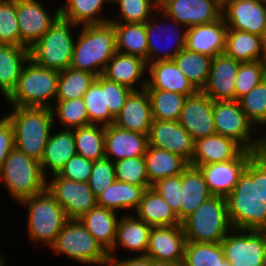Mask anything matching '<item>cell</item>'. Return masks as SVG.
Masks as SVG:
<instances>
[{
	"label": "cell",
	"instance_id": "6da1fadb",
	"mask_svg": "<svg viewBox=\"0 0 266 266\" xmlns=\"http://www.w3.org/2000/svg\"><path fill=\"white\" fill-rule=\"evenodd\" d=\"M226 201L233 229L266 231V202L260 192V154L249 161Z\"/></svg>",
	"mask_w": 266,
	"mask_h": 266
},
{
	"label": "cell",
	"instance_id": "7a4b0ae2",
	"mask_svg": "<svg viewBox=\"0 0 266 266\" xmlns=\"http://www.w3.org/2000/svg\"><path fill=\"white\" fill-rule=\"evenodd\" d=\"M72 53L70 68L102 75L107 63L117 52L112 23L81 25Z\"/></svg>",
	"mask_w": 266,
	"mask_h": 266
},
{
	"label": "cell",
	"instance_id": "3957f363",
	"mask_svg": "<svg viewBox=\"0 0 266 266\" xmlns=\"http://www.w3.org/2000/svg\"><path fill=\"white\" fill-rule=\"evenodd\" d=\"M5 116L14 131L15 148L40 161L49 135L54 128V118L48 107H12Z\"/></svg>",
	"mask_w": 266,
	"mask_h": 266
},
{
	"label": "cell",
	"instance_id": "277c9868",
	"mask_svg": "<svg viewBox=\"0 0 266 266\" xmlns=\"http://www.w3.org/2000/svg\"><path fill=\"white\" fill-rule=\"evenodd\" d=\"M59 73V71L41 67L29 59L15 89L5 101L16 107L51 108L56 101Z\"/></svg>",
	"mask_w": 266,
	"mask_h": 266
},
{
	"label": "cell",
	"instance_id": "5b68a950",
	"mask_svg": "<svg viewBox=\"0 0 266 266\" xmlns=\"http://www.w3.org/2000/svg\"><path fill=\"white\" fill-rule=\"evenodd\" d=\"M27 208V238L36 245L51 247L68 220L62 206L45 189L19 202ZM29 236V237H28Z\"/></svg>",
	"mask_w": 266,
	"mask_h": 266
},
{
	"label": "cell",
	"instance_id": "8992f818",
	"mask_svg": "<svg viewBox=\"0 0 266 266\" xmlns=\"http://www.w3.org/2000/svg\"><path fill=\"white\" fill-rule=\"evenodd\" d=\"M77 27L80 28L59 16L50 29L29 48L30 59L41 67L59 72L70 67L75 43L73 33Z\"/></svg>",
	"mask_w": 266,
	"mask_h": 266
},
{
	"label": "cell",
	"instance_id": "52a82bcc",
	"mask_svg": "<svg viewBox=\"0 0 266 266\" xmlns=\"http://www.w3.org/2000/svg\"><path fill=\"white\" fill-rule=\"evenodd\" d=\"M0 180L12 200L19 203L44 191L47 179L40 161L14 148L0 168Z\"/></svg>",
	"mask_w": 266,
	"mask_h": 266
},
{
	"label": "cell",
	"instance_id": "ba28073f",
	"mask_svg": "<svg viewBox=\"0 0 266 266\" xmlns=\"http://www.w3.org/2000/svg\"><path fill=\"white\" fill-rule=\"evenodd\" d=\"M186 241L220 243L233 229L224 197L212 196L183 222Z\"/></svg>",
	"mask_w": 266,
	"mask_h": 266
},
{
	"label": "cell",
	"instance_id": "9c48e42d",
	"mask_svg": "<svg viewBox=\"0 0 266 266\" xmlns=\"http://www.w3.org/2000/svg\"><path fill=\"white\" fill-rule=\"evenodd\" d=\"M48 249L83 265L108 266L109 262L108 253L79 219H68Z\"/></svg>",
	"mask_w": 266,
	"mask_h": 266
},
{
	"label": "cell",
	"instance_id": "30bf717a",
	"mask_svg": "<svg viewBox=\"0 0 266 266\" xmlns=\"http://www.w3.org/2000/svg\"><path fill=\"white\" fill-rule=\"evenodd\" d=\"M213 117L216 134L234 140L244 150L258 153L260 135L254 136L258 130L248 120L237 100L213 101Z\"/></svg>",
	"mask_w": 266,
	"mask_h": 266
},
{
	"label": "cell",
	"instance_id": "8fae6325",
	"mask_svg": "<svg viewBox=\"0 0 266 266\" xmlns=\"http://www.w3.org/2000/svg\"><path fill=\"white\" fill-rule=\"evenodd\" d=\"M157 17L163 20L161 21L162 23L160 22L157 24ZM169 23L172 25L171 27H169ZM145 27L148 39L147 64L156 61L173 60V58L185 48L188 28L167 16L159 8L154 12L153 16L146 21ZM181 28L184 29L182 30ZM160 40L162 42L167 41L169 46L165 44L166 49L161 47L160 45L163 43L160 44Z\"/></svg>",
	"mask_w": 266,
	"mask_h": 266
},
{
	"label": "cell",
	"instance_id": "7c38bea8",
	"mask_svg": "<svg viewBox=\"0 0 266 266\" xmlns=\"http://www.w3.org/2000/svg\"><path fill=\"white\" fill-rule=\"evenodd\" d=\"M220 244L232 266H262L266 260V231L232 229Z\"/></svg>",
	"mask_w": 266,
	"mask_h": 266
},
{
	"label": "cell",
	"instance_id": "4fadbf2b",
	"mask_svg": "<svg viewBox=\"0 0 266 266\" xmlns=\"http://www.w3.org/2000/svg\"><path fill=\"white\" fill-rule=\"evenodd\" d=\"M50 176L52 178L46 180V189L62 206L68 219H79L97 206V197L88 182L72 181L58 174Z\"/></svg>",
	"mask_w": 266,
	"mask_h": 266
},
{
	"label": "cell",
	"instance_id": "5bb4252c",
	"mask_svg": "<svg viewBox=\"0 0 266 266\" xmlns=\"http://www.w3.org/2000/svg\"><path fill=\"white\" fill-rule=\"evenodd\" d=\"M41 1L16 0L17 21L21 35V47L33 46L60 16V7L48 12Z\"/></svg>",
	"mask_w": 266,
	"mask_h": 266
},
{
	"label": "cell",
	"instance_id": "9a60e30c",
	"mask_svg": "<svg viewBox=\"0 0 266 266\" xmlns=\"http://www.w3.org/2000/svg\"><path fill=\"white\" fill-rule=\"evenodd\" d=\"M256 154L257 152L243 150L231 161L199 166L212 195L226 198L236 186L249 161Z\"/></svg>",
	"mask_w": 266,
	"mask_h": 266
},
{
	"label": "cell",
	"instance_id": "2e32d148",
	"mask_svg": "<svg viewBox=\"0 0 266 266\" xmlns=\"http://www.w3.org/2000/svg\"><path fill=\"white\" fill-rule=\"evenodd\" d=\"M148 145L172 152L191 163L194 140L178 121L153 119L148 134Z\"/></svg>",
	"mask_w": 266,
	"mask_h": 266
},
{
	"label": "cell",
	"instance_id": "e0dca14e",
	"mask_svg": "<svg viewBox=\"0 0 266 266\" xmlns=\"http://www.w3.org/2000/svg\"><path fill=\"white\" fill-rule=\"evenodd\" d=\"M186 237L181 225L152 227L146 257L155 262L182 265Z\"/></svg>",
	"mask_w": 266,
	"mask_h": 266
},
{
	"label": "cell",
	"instance_id": "ac0fdd59",
	"mask_svg": "<svg viewBox=\"0 0 266 266\" xmlns=\"http://www.w3.org/2000/svg\"><path fill=\"white\" fill-rule=\"evenodd\" d=\"M178 122L194 141L216 134L213 100L201 91L187 97Z\"/></svg>",
	"mask_w": 266,
	"mask_h": 266
},
{
	"label": "cell",
	"instance_id": "d6986e66",
	"mask_svg": "<svg viewBox=\"0 0 266 266\" xmlns=\"http://www.w3.org/2000/svg\"><path fill=\"white\" fill-rule=\"evenodd\" d=\"M158 8L187 28L214 22L222 16L214 0H159Z\"/></svg>",
	"mask_w": 266,
	"mask_h": 266
},
{
	"label": "cell",
	"instance_id": "ffe728a7",
	"mask_svg": "<svg viewBox=\"0 0 266 266\" xmlns=\"http://www.w3.org/2000/svg\"><path fill=\"white\" fill-rule=\"evenodd\" d=\"M240 63L224 53L216 55L212 59L208 80L201 92L213 101L236 100V76Z\"/></svg>",
	"mask_w": 266,
	"mask_h": 266
},
{
	"label": "cell",
	"instance_id": "44dd1931",
	"mask_svg": "<svg viewBox=\"0 0 266 266\" xmlns=\"http://www.w3.org/2000/svg\"><path fill=\"white\" fill-rule=\"evenodd\" d=\"M228 29L246 31L264 37L266 3L259 0H234L222 11Z\"/></svg>",
	"mask_w": 266,
	"mask_h": 266
},
{
	"label": "cell",
	"instance_id": "7402d4cb",
	"mask_svg": "<svg viewBox=\"0 0 266 266\" xmlns=\"http://www.w3.org/2000/svg\"><path fill=\"white\" fill-rule=\"evenodd\" d=\"M147 147L148 135L125 130L115 124L105 126V157L112 162L144 156Z\"/></svg>",
	"mask_w": 266,
	"mask_h": 266
},
{
	"label": "cell",
	"instance_id": "603a6c76",
	"mask_svg": "<svg viewBox=\"0 0 266 266\" xmlns=\"http://www.w3.org/2000/svg\"><path fill=\"white\" fill-rule=\"evenodd\" d=\"M145 74L148 75L145 60L117 51L107 63L102 76L110 81L125 85L132 90H139L137 88L138 83V87L142 90L147 86Z\"/></svg>",
	"mask_w": 266,
	"mask_h": 266
},
{
	"label": "cell",
	"instance_id": "cb8c5ba5",
	"mask_svg": "<svg viewBox=\"0 0 266 266\" xmlns=\"http://www.w3.org/2000/svg\"><path fill=\"white\" fill-rule=\"evenodd\" d=\"M152 122L151 102L146 89L133 90L114 120L119 128L146 135Z\"/></svg>",
	"mask_w": 266,
	"mask_h": 266
},
{
	"label": "cell",
	"instance_id": "d4e9b609",
	"mask_svg": "<svg viewBox=\"0 0 266 266\" xmlns=\"http://www.w3.org/2000/svg\"><path fill=\"white\" fill-rule=\"evenodd\" d=\"M227 30L222 16L214 22L189 27L185 48L214 58L224 53Z\"/></svg>",
	"mask_w": 266,
	"mask_h": 266
},
{
	"label": "cell",
	"instance_id": "484cf974",
	"mask_svg": "<svg viewBox=\"0 0 266 266\" xmlns=\"http://www.w3.org/2000/svg\"><path fill=\"white\" fill-rule=\"evenodd\" d=\"M119 218L116 231V239L112 249L108 252L109 258H115V251L121 247L135 252L136 256H146L149 233L151 226L138 219L134 214H125L123 212ZM140 253V254H139Z\"/></svg>",
	"mask_w": 266,
	"mask_h": 266
},
{
	"label": "cell",
	"instance_id": "4316f807",
	"mask_svg": "<svg viewBox=\"0 0 266 266\" xmlns=\"http://www.w3.org/2000/svg\"><path fill=\"white\" fill-rule=\"evenodd\" d=\"M147 86L145 89H158L192 96L198 90L180 71L173 60L156 61L147 64Z\"/></svg>",
	"mask_w": 266,
	"mask_h": 266
},
{
	"label": "cell",
	"instance_id": "83f0119b",
	"mask_svg": "<svg viewBox=\"0 0 266 266\" xmlns=\"http://www.w3.org/2000/svg\"><path fill=\"white\" fill-rule=\"evenodd\" d=\"M244 149L234 140L214 134L194 141V152L189 165L199 166L231 161Z\"/></svg>",
	"mask_w": 266,
	"mask_h": 266
},
{
	"label": "cell",
	"instance_id": "f1b7e54d",
	"mask_svg": "<svg viewBox=\"0 0 266 266\" xmlns=\"http://www.w3.org/2000/svg\"><path fill=\"white\" fill-rule=\"evenodd\" d=\"M57 125L52 129L42 158L40 160L41 170L46 179L47 174H58L65 163L77 154L73 130L61 129L53 133ZM48 172V173H47Z\"/></svg>",
	"mask_w": 266,
	"mask_h": 266
},
{
	"label": "cell",
	"instance_id": "f546056e",
	"mask_svg": "<svg viewBox=\"0 0 266 266\" xmlns=\"http://www.w3.org/2000/svg\"><path fill=\"white\" fill-rule=\"evenodd\" d=\"M212 196L199 168L189 165L181 174L180 222Z\"/></svg>",
	"mask_w": 266,
	"mask_h": 266
},
{
	"label": "cell",
	"instance_id": "4dcf8cb0",
	"mask_svg": "<svg viewBox=\"0 0 266 266\" xmlns=\"http://www.w3.org/2000/svg\"><path fill=\"white\" fill-rule=\"evenodd\" d=\"M224 54L241 63L266 60L264 37L246 31L228 29Z\"/></svg>",
	"mask_w": 266,
	"mask_h": 266
},
{
	"label": "cell",
	"instance_id": "1f68e13d",
	"mask_svg": "<svg viewBox=\"0 0 266 266\" xmlns=\"http://www.w3.org/2000/svg\"><path fill=\"white\" fill-rule=\"evenodd\" d=\"M29 59V48L0 44V92L5 97L4 99L15 89Z\"/></svg>",
	"mask_w": 266,
	"mask_h": 266
},
{
	"label": "cell",
	"instance_id": "d6a6232c",
	"mask_svg": "<svg viewBox=\"0 0 266 266\" xmlns=\"http://www.w3.org/2000/svg\"><path fill=\"white\" fill-rule=\"evenodd\" d=\"M117 213L96 206L79 218L80 222L107 253L112 249L116 239L117 224L120 218Z\"/></svg>",
	"mask_w": 266,
	"mask_h": 266
},
{
	"label": "cell",
	"instance_id": "836d02e7",
	"mask_svg": "<svg viewBox=\"0 0 266 266\" xmlns=\"http://www.w3.org/2000/svg\"><path fill=\"white\" fill-rule=\"evenodd\" d=\"M135 212V213H134ZM133 213L151 227H167L181 225L179 218L168 203L151 187L145 190L140 204Z\"/></svg>",
	"mask_w": 266,
	"mask_h": 266
},
{
	"label": "cell",
	"instance_id": "e575fe53",
	"mask_svg": "<svg viewBox=\"0 0 266 266\" xmlns=\"http://www.w3.org/2000/svg\"><path fill=\"white\" fill-rule=\"evenodd\" d=\"M144 159L151 185L160 179L180 175L189 166V163L181 156L149 145Z\"/></svg>",
	"mask_w": 266,
	"mask_h": 266
},
{
	"label": "cell",
	"instance_id": "d590c367",
	"mask_svg": "<svg viewBox=\"0 0 266 266\" xmlns=\"http://www.w3.org/2000/svg\"><path fill=\"white\" fill-rule=\"evenodd\" d=\"M115 180L105 191L97 196V206L104 207L115 212L133 209L137 210L146 189Z\"/></svg>",
	"mask_w": 266,
	"mask_h": 266
},
{
	"label": "cell",
	"instance_id": "8d00e7d4",
	"mask_svg": "<svg viewBox=\"0 0 266 266\" xmlns=\"http://www.w3.org/2000/svg\"><path fill=\"white\" fill-rule=\"evenodd\" d=\"M107 3L112 0H65L60 7V16L79 26L105 24L109 22V16L101 14Z\"/></svg>",
	"mask_w": 266,
	"mask_h": 266
},
{
	"label": "cell",
	"instance_id": "74e56055",
	"mask_svg": "<svg viewBox=\"0 0 266 266\" xmlns=\"http://www.w3.org/2000/svg\"><path fill=\"white\" fill-rule=\"evenodd\" d=\"M110 23L114 26L117 51L140 57L147 64L148 39L145 23Z\"/></svg>",
	"mask_w": 266,
	"mask_h": 266
},
{
	"label": "cell",
	"instance_id": "f35d334b",
	"mask_svg": "<svg viewBox=\"0 0 266 266\" xmlns=\"http://www.w3.org/2000/svg\"><path fill=\"white\" fill-rule=\"evenodd\" d=\"M212 59L208 55L184 48L173 58V61L192 85L201 91L207 83Z\"/></svg>",
	"mask_w": 266,
	"mask_h": 266
},
{
	"label": "cell",
	"instance_id": "ab89813d",
	"mask_svg": "<svg viewBox=\"0 0 266 266\" xmlns=\"http://www.w3.org/2000/svg\"><path fill=\"white\" fill-rule=\"evenodd\" d=\"M72 130L78 155L92 161L105 157V126L89 124Z\"/></svg>",
	"mask_w": 266,
	"mask_h": 266
},
{
	"label": "cell",
	"instance_id": "60d3db41",
	"mask_svg": "<svg viewBox=\"0 0 266 266\" xmlns=\"http://www.w3.org/2000/svg\"><path fill=\"white\" fill-rule=\"evenodd\" d=\"M86 110L89 116V124L107 126L114 124L115 118L106 107V78L99 75L89 86L84 97Z\"/></svg>",
	"mask_w": 266,
	"mask_h": 266
},
{
	"label": "cell",
	"instance_id": "b9f144b4",
	"mask_svg": "<svg viewBox=\"0 0 266 266\" xmlns=\"http://www.w3.org/2000/svg\"><path fill=\"white\" fill-rule=\"evenodd\" d=\"M182 266H232L220 243L189 242L184 247Z\"/></svg>",
	"mask_w": 266,
	"mask_h": 266
},
{
	"label": "cell",
	"instance_id": "7bdbcfd3",
	"mask_svg": "<svg viewBox=\"0 0 266 266\" xmlns=\"http://www.w3.org/2000/svg\"><path fill=\"white\" fill-rule=\"evenodd\" d=\"M151 102L153 119L178 121L188 96L158 89H146Z\"/></svg>",
	"mask_w": 266,
	"mask_h": 266
},
{
	"label": "cell",
	"instance_id": "ee69618b",
	"mask_svg": "<svg viewBox=\"0 0 266 266\" xmlns=\"http://www.w3.org/2000/svg\"><path fill=\"white\" fill-rule=\"evenodd\" d=\"M96 76L70 67L59 73L56 101L83 98Z\"/></svg>",
	"mask_w": 266,
	"mask_h": 266
},
{
	"label": "cell",
	"instance_id": "f6af8a7d",
	"mask_svg": "<svg viewBox=\"0 0 266 266\" xmlns=\"http://www.w3.org/2000/svg\"><path fill=\"white\" fill-rule=\"evenodd\" d=\"M54 103L55 106L51 107L54 124L60 123L58 124L59 127L62 126L60 128L72 130L89 125V116L83 98L55 101Z\"/></svg>",
	"mask_w": 266,
	"mask_h": 266
},
{
	"label": "cell",
	"instance_id": "bcb514c9",
	"mask_svg": "<svg viewBox=\"0 0 266 266\" xmlns=\"http://www.w3.org/2000/svg\"><path fill=\"white\" fill-rule=\"evenodd\" d=\"M113 3L120 10V18L109 17V22L146 23L159 6V0H112Z\"/></svg>",
	"mask_w": 266,
	"mask_h": 266
},
{
	"label": "cell",
	"instance_id": "7dc6e473",
	"mask_svg": "<svg viewBox=\"0 0 266 266\" xmlns=\"http://www.w3.org/2000/svg\"><path fill=\"white\" fill-rule=\"evenodd\" d=\"M237 101L257 130L266 126V78Z\"/></svg>",
	"mask_w": 266,
	"mask_h": 266
},
{
	"label": "cell",
	"instance_id": "c3c4849f",
	"mask_svg": "<svg viewBox=\"0 0 266 266\" xmlns=\"http://www.w3.org/2000/svg\"><path fill=\"white\" fill-rule=\"evenodd\" d=\"M115 179L131 185L151 187L144 156L130 157L114 162Z\"/></svg>",
	"mask_w": 266,
	"mask_h": 266
},
{
	"label": "cell",
	"instance_id": "681fc988",
	"mask_svg": "<svg viewBox=\"0 0 266 266\" xmlns=\"http://www.w3.org/2000/svg\"><path fill=\"white\" fill-rule=\"evenodd\" d=\"M0 44L21 46L16 0H0Z\"/></svg>",
	"mask_w": 266,
	"mask_h": 266
},
{
	"label": "cell",
	"instance_id": "f907efd6",
	"mask_svg": "<svg viewBox=\"0 0 266 266\" xmlns=\"http://www.w3.org/2000/svg\"><path fill=\"white\" fill-rule=\"evenodd\" d=\"M266 78V60L240 63L236 76V100Z\"/></svg>",
	"mask_w": 266,
	"mask_h": 266
},
{
	"label": "cell",
	"instance_id": "816d5d0a",
	"mask_svg": "<svg viewBox=\"0 0 266 266\" xmlns=\"http://www.w3.org/2000/svg\"><path fill=\"white\" fill-rule=\"evenodd\" d=\"M115 180L114 162L107 157L94 161L88 185L96 197L105 191Z\"/></svg>",
	"mask_w": 266,
	"mask_h": 266
},
{
	"label": "cell",
	"instance_id": "f5cc1de1",
	"mask_svg": "<svg viewBox=\"0 0 266 266\" xmlns=\"http://www.w3.org/2000/svg\"><path fill=\"white\" fill-rule=\"evenodd\" d=\"M151 187L168 203L180 221L181 174L160 179Z\"/></svg>",
	"mask_w": 266,
	"mask_h": 266
},
{
	"label": "cell",
	"instance_id": "db71d44e",
	"mask_svg": "<svg viewBox=\"0 0 266 266\" xmlns=\"http://www.w3.org/2000/svg\"><path fill=\"white\" fill-rule=\"evenodd\" d=\"M93 165L94 161L76 154L65 163L58 175L76 182H88Z\"/></svg>",
	"mask_w": 266,
	"mask_h": 266
},
{
	"label": "cell",
	"instance_id": "11a10c76",
	"mask_svg": "<svg viewBox=\"0 0 266 266\" xmlns=\"http://www.w3.org/2000/svg\"><path fill=\"white\" fill-rule=\"evenodd\" d=\"M133 90L125 85L106 79V107L115 118L125 105L126 99Z\"/></svg>",
	"mask_w": 266,
	"mask_h": 266
},
{
	"label": "cell",
	"instance_id": "9f6ffc18",
	"mask_svg": "<svg viewBox=\"0 0 266 266\" xmlns=\"http://www.w3.org/2000/svg\"><path fill=\"white\" fill-rule=\"evenodd\" d=\"M14 148L13 127L8 118L4 115L0 118V168Z\"/></svg>",
	"mask_w": 266,
	"mask_h": 266
},
{
	"label": "cell",
	"instance_id": "6f0895ef",
	"mask_svg": "<svg viewBox=\"0 0 266 266\" xmlns=\"http://www.w3.org/2000/svg\"><path fill=\"white\" fill-rule=\"evenodd\" d=\"M108 266H152V259L146 256H131L122 260L109 258Z\"/></svg>",
	"mask_w": 266,
	"mask_h": 266
},
{
	"label": "cell",
	"instance_id": "680465c9",
	"mask_svg": "<svg viewBox=\"0 0 266 266\" xmlns=\"http://www.w3.org/2000/svg\"><path fill=\"white\" fill-rule=\"evenodd\" d=\"M260 192L261 198L266 202V157L260 155Z\"/></svg>",
	"mask_w": 266,
	"mask_h": 266
},
{
	"label": "cell",
	"instance_id": "91938a15",
	"mask_svg": "<svg viewBox=\"0 0 266 266\" xmlns=\"http://www.w3.org/2000/svg\"><path fill=\"white\" fill-rule=\"evenodd\" d=\"M260 144L258 149V154L266 157V133L265 135H260Z\"/></svg>",
	"mask_w": 266,
	"mask_h": 266
},
{
	"label": "cell",
	"instance_id": "94428289",
	"mask_svg": "<svg viewBox=\"0 0 266 266\" xmlns=\"http://www.w3.org/2000/svg\"><path fill=\"white\" fill-rule=\"evenodd\" d=\"M234 0H214L217 7L223 11L226 9Z\"/></svg>",
	"mask_w": 266,
	"mask_h": 266
},
{
	"label": "cell",
	"instance_id": "6125c7cd",
	"mask_svg": "<svg viewBox=\"0 0 266 266\" xmlns=\"http://www.w3.org/2000/svg\"><path fill=\"white\" fill-rule=\"evenodd\" d=\"M152 266H182V265H176L173 263L155 262L152 260Z\"/></svg>",
	"mask_w": 266,
	"mask_h": 266
},
{
	"label": "cell",
	"instance_id": "be15d7a7",
	"mask_svg": "<svg viewBox=\"0 0 266 266\" xmlns=\"http://www.w3.org/2000/svg\"><path fill=\"white\" fill-rule=\"evenodd\" d=\"M5 254L2 255V253L0 254V266H6L7 264H5L6 259H5Z\"/></svg>",
	"mask_w": 266,
	"mask_h": 266
},
{
	"label": "cell",
	"instance_id": "e7e4bbea",
	"mask_svg": "<svg viewBox=\"0 0 266 266\" xmlns=\"http://www.w3.org/2000/svg\"><path fill=\"white\" fill-rule=\"evenodd\" d=\"M264 42H265V49H266V34L264 36Z\"/></svg>",
	"mask_w": 266,
	"mask_h": 266
},
{
	"label": "cell",
	"instance_id": "03108f58",
	"mask_svg": "<svg viewBox=\"0 0 266 266\" xmlns=\"http://www.w3.org/2000/svg\"><path fill=\"white\" fill-rule=\"evenodd\" d=\"M260 2L266 3V0H259Z\"/></svg>",
	"mask_w": 266,
	"mask_h": 266
}]
</instances>
